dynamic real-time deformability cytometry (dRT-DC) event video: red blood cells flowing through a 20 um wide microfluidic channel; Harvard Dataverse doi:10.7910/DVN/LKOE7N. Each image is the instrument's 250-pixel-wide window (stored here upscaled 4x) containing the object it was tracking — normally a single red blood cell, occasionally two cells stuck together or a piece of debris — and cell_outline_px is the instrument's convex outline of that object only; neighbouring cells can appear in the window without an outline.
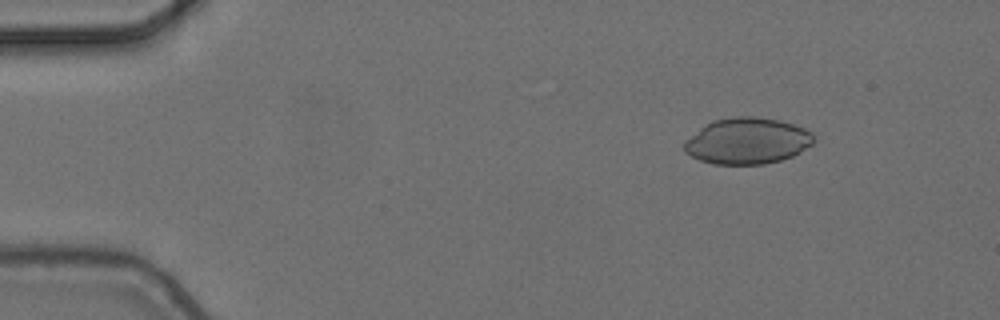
{"species": "common noctule bat (a hibernating species)", "species_latin": "Nyctalus noctula", "temperature_condition": "cold", "stored_images_in_passage": 8, "camera_frame_rate_fps": 3000, "um_per_image_px": 0.085, "animal": {"sex": "female", "body_mass_g": 24.6, "forearm_length_mm": 56.2}, "frame": {"image": 1, "passage_image": 2, "time_ms": 0.333, "image_size_px": [1000, 320], "cell_outline_px": [[812, 144], [800, 152], [792, 156], [780, 160], [764, 164], [712, 164], [700, 160], [684, 152], [684, 140], [700, 128], [712, 120], [732, 116], [752, 116], [780, 120], [804, 128], [812, 132]], "centroid_in_image_um": [63.48, 11.97], "position_along_channel_um": 21.5, "area_um2": 34.91}}